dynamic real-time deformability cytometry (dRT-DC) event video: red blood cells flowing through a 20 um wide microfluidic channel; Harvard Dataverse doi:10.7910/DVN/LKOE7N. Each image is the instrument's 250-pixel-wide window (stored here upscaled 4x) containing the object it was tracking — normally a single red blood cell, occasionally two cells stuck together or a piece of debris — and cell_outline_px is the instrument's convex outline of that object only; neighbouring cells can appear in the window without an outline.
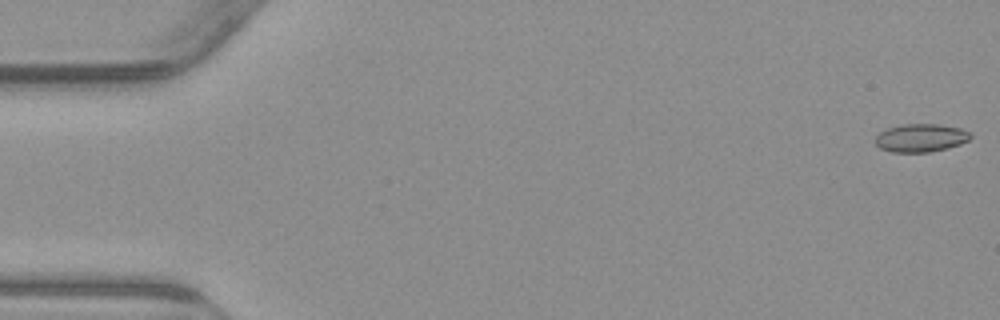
{"species": "common noctule bat (a hibernating species)", "species_latin": "Nyctalus noctula", "temperature_condition": "warm", "stored_images_in_passage": 54, "camera_frame_rate_fps": 3000, "um_per_image_px": 0.085, "animal": {"sex": "male", "body_mass_g": 23.1, "forearm_length_mm": 52.7}, "frame": {"image": 1, "passage_image": 1, "time_ms": 0.0, "image_size_px": [1000, 320], "cell_outline_px": [[972, 136], [968, 140], [960, 144], [948, 148], [928, 152], [892, 152], [880, 148], [876, 144], [876, 136], [880, 132], [888, 128], [904, 124], [940, 124], [960, 128], [972, 132]], "centroid_in_image_um": [78.3, 11.71], "position_along_channel_um": 6.7, "area_um2": 15.61}}
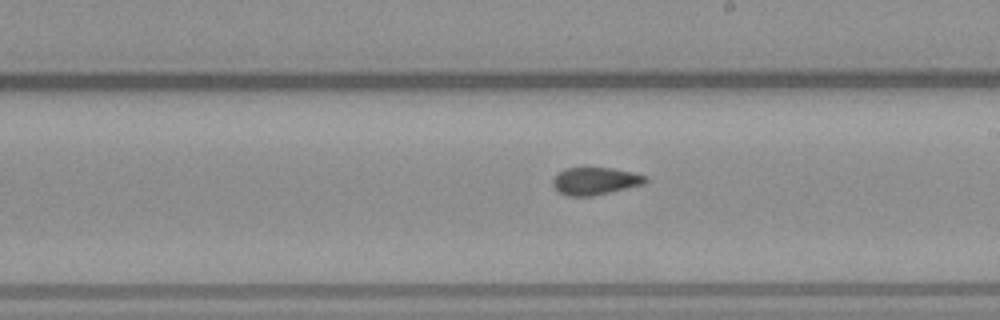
{"frame": {"image": 2, "passage_image": 31, "time_ms": 10.0, "image_size_px": [1000, 320], "cell_outline_px": [[648, 180], [644, 184], [592, 196], [568, 196], [556, 192], [552, 184], [552, 180], [560, 172], [568, 168], [612, 168], [632, 172], [648, 176]], "centroid_in_image_um": [50.59, 15.4], "position_along_channel_um": 238.4, "area_um2": 14.8}}
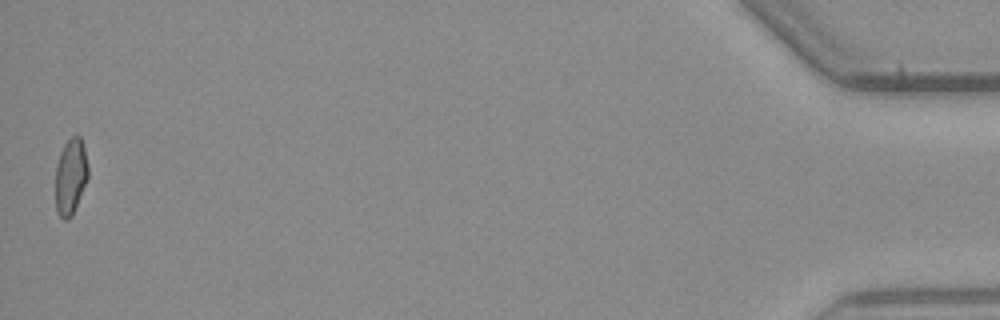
{"frame": {"image": 3, "passage_image": 54, "time_ms": 17.667, "image_size_px": [1000, 320], "cell_outline_px": [[88, 176], [72, 216], [68, 220], [64, 220], [56, 212], [56, 164], [60, 152], [64, 144], [76, 132], [80, 136], [84, 148], [88, 164]], "centroid_in_image_um": [6.0, 14.98], "position_along_channel_um": 429.2, "area_um2": 14.51}, "authors_computed_cell_mechanics": {"area_um2": 15.1436, "velocity_mm_per_s": 3.8357, "shape_relaxation_time_tau1_ms": null, "shape_relaxation_time_tau2_ms": 1.648, "deformation_change_tau1": null, "deformation_change_tau2": 0.074}}